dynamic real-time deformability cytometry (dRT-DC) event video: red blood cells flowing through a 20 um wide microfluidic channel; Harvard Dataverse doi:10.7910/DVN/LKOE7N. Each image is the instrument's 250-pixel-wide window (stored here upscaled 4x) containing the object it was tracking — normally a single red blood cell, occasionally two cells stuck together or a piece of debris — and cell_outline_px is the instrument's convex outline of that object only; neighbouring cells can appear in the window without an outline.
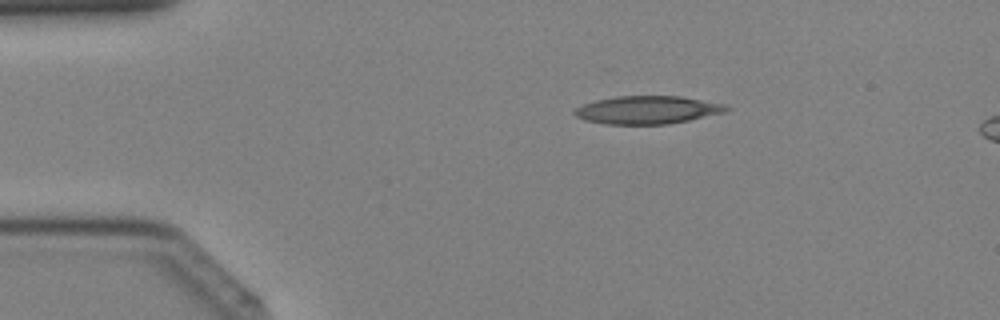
{"species": "Egyptian fruit bat (a non-hibernating species)", "species_latin": "Rousettus aegyptiacus", "temperature_condition": "cold", "stored_images_in_passage": 11, "camera_frame_rate_fps": 3000, "um_per_image_px": 0.085, "animal": {"sex": "female"}, "frame": {"image": 1, "passage_image": 7, "time_ms": 2.0, "image_size_px": [1000, 320], "cell_outline_px": [[732, 108], [724, 112], [688, 120], [668, 124], [604, 124], [584, 120], [576, 116], [572, 112], [576, 108], [584, 104], [596, 100], [616, 96], [680, 96], [724, 104]], "centroid_in_image_um": [55.01, 9.34], "position_along_channel_um": 30.0, "area_um2": 24.62}}